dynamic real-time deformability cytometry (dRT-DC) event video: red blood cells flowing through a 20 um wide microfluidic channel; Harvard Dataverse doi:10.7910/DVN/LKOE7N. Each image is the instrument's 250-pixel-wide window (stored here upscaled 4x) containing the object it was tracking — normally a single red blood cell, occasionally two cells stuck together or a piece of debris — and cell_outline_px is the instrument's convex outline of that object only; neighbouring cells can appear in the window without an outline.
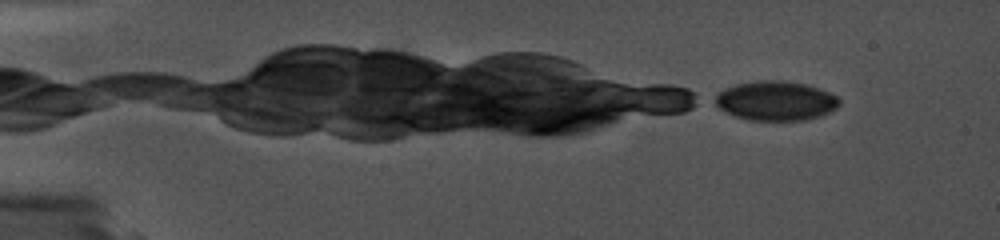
{"species": "common noctule bat (a hibernating species)", "species_latin": "Nyctalus noctula", "temperature_condition": "cold", "stored_images_in_passage": 6, "camera_frame_rate_fps": 5000, "um_per_image_px": 0.085, "animal": {"sex": "female", "body_mass_g": 19.0, "forearm_length_mm": 56.7}, "frame": {"image": 1, "passage_image": 1, "time_ms": 0.0, "image_size_px": [1000, 240], "cell_outline_px": [[840, 104], [836, 108], [820, 116], [808, 120], [748, 120], [724, 112], [712, 104], [716, 96], [724, 88], [736, 84], [756, 80], [780, 80], [804, 84], [820, 88], [836, 96], [840, 100]], "centroid_in_image_um": [65.9, 8.57], "position_along_channel_um": 19.1, "area_um2": 28.73}}